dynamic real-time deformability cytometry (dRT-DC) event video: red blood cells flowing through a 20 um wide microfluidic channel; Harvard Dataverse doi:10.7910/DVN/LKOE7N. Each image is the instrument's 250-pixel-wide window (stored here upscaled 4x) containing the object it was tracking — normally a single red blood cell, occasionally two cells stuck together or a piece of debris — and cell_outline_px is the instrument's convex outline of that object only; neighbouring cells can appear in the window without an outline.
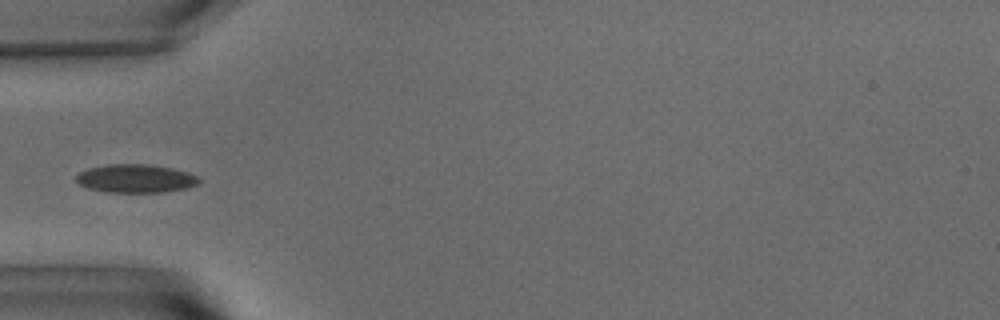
{"species": "common noctule bat (a hibernating species)", "species_latin": "Nyctalus noctula", "temperature_condition": "warm", "stored_images_in_passage": 39, "camera_frame_rate_fps": 3000, "um_per_image_px": 0.085, "animal": {"sex": "male", "body_mass_g": 15.6}, "frame": {"image": 1, "passage_image": 1, "time_ms": 0.0, "image_size_px": [1000, 320], "cell_outline_px": [[200, 184], [188, 188], [164, 192], [108, 192], [88, 188], [80, 184], [76, 180], [76, 176], [80, 172], [88, 168], [104, 164], [148, 164], [172, 168], [188, 172], [200, 176]], "centroid_in_image_um": [11.58, 15.17], "position_along_channel_um": 73.4, "area_um2": 20.52}}
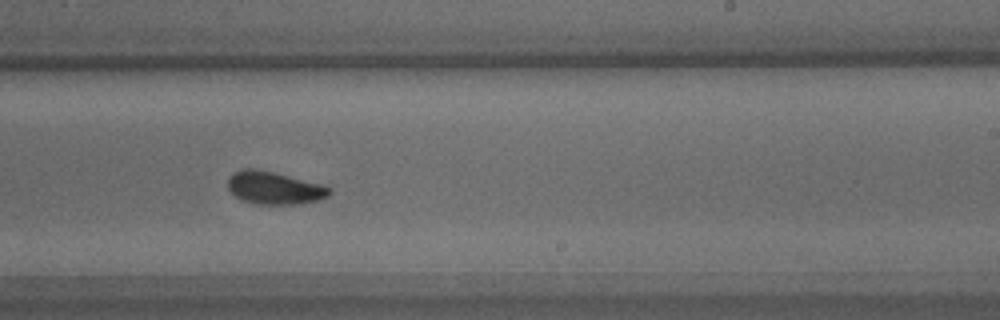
{"frame": {"image": 2, "passage_image": 17, "time_ms": 5.333, "image_size_px": [1000, 320], "cell_outline_px": [[332, 192], [328, 196], [320, 200], [300, 204], [256, 204], [240, 200], [228, 188], [228, 176], [232, 172], [244, 168], [256, 168], [324, 184], [332, 188]], "centroid_in_image_um": [23.33, 15.97], "position_along_channel_um": 265.7, "area_um2": 19.71}}
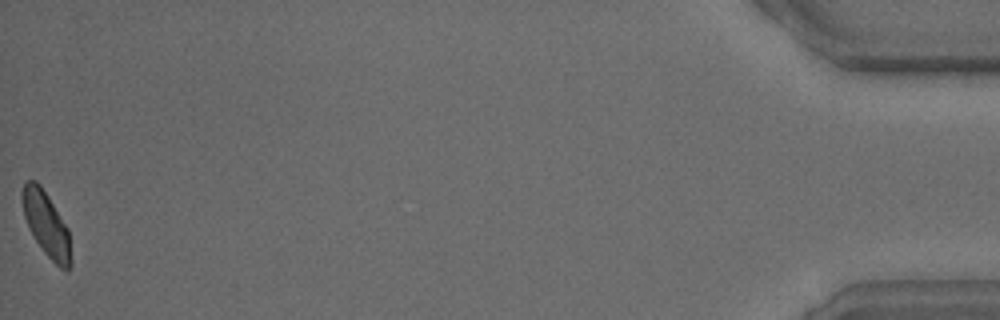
{"frame": {"image": 3, "passage_image": 39, "time_ms": 12.667, "image_size_px": [1000, 320], "cell_outline_px": [[72, 264], [68, 272], [60, 268], [44, 252], [28, 228], [24, 216], [20, 200], [20, 192], [24, 180], [36, 180], [40, 184], [48, 196], [68, 228], [72, 260]], "centroid_in_image_um": [3.92, 19.04], "position_along_channel_um": 431.3, "area_um2": 18.67}}